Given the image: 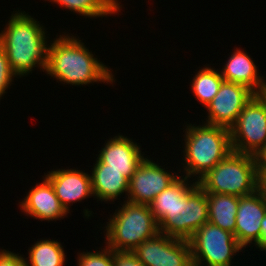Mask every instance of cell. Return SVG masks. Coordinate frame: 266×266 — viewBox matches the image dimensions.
<instances>
[{"label":"cell","mask_w":266,"mask_h":266,"mask_svg":"<svg viewBox=\"0 0 266 266\" xmlns=\"http://www.w3.org/2000/svg\"><path fill=\"white\" fill-rule=\"evenodd\" d=\"M0 45L16 76L27 75L38 65L46 70L49 46L45 31L30 15L19 11L11 15L8 26L0 33Z\"/></svg>","instance_id":"cell-1"},{"label":"cell","mask_w":266,"mask_h":266,"mask_svg":"<svg viewBox=\"0 0 266 266\" xmlns=\"http://www.w3.org/2000/svg\"><path fill=\"white\" fill-rule=\"evenodd\" d=\"M76 37L61 36L49 45L45 72L60 82L86 85L94 82H113L111 71L101 63ZM87 48V49H86Z\"/></svg>","instance_id":"cell-2"},{"label":"cell","mask_w":266,"mask_h":266,"mask_svg":"<svg viewBox=\"0 0 266 266\" xmlns=\"http://www.w3.org/2000/svg\"><path fill=\"white\" fill-rule=\"evenodd\" d=\"M185 135V173L187 178L197 175V180L212 170L233 150L230 129L222 126L204 124L188 125Z\"/></svg>","instance_id":"cell-3"},{"label":"cell","mask_w":266,"mask_h":266,"mask_svg":"<svg viewBox=\"0 0 266 266\" xmlns=\"http://www.w3.org/2000/svg\"><path fill=\"white\" fill-rule=\"evenodd\" d=\"M258 173L252 155L232 151L198 181L206 193L247 196L257 191Z\"/></svg>","instance_id":"cell-4"},{"label":"cell","mask_w":266,"mask_h":266,"mask_svg":"<svg viewBox=\"0 0 266 266\" xmlns=\"http://www.w3.org/2000/svg\"><path fill=\"white\" fill-rule=\"evenodd\" d=\"M107 223V246L113 251H132L159 233L149 205L127 200Z\"/></svg>","instance_id":"cell-5"},{"label":"cell","mask_w":266,"mask_h":266,"mask_svg":"<svg viewBox=\"0 0 266 266\" xmlns=\"http://www.w3.org/2000/svg\"><path fill=\"white\" fill-rule=\"evenodd\" d=\"M207 222V195L195 181L190 186L186 183L175 194V204L158 223V228L166 236L189 240Z\"/></svg>","instance_id":"cell-6"},{"label":"cell","mask_w":266,"mask_h":266,"mask_svg":"<svg viewBox=\"0 0 266 266\" xmlns=\"http://www.w3.org/2000/svg\"><path fill=\"white\" fill-rule=\"evenodd\" d=\"M193 265L231 266L232 256L242 250L233 233L210 222L202 225L189 239ZM202 259V260H201Z\"/></svg>","instance_id":"cell-7"},{"label":"cell","mask_w":266,"mask_h":266,"mask_svg":"<svg viewBox=\"0 0 266 266\" xmlns=\"http://www.w3.org/2000/svg\"><path fill=\"white\" fill-rule=\"evenodd\" d=\"M232 150L254 156L266 144V106L255 94L230 128Z\"/></svg>","instance_id":"cell-8"},{"label":"cell","mask_w":266,"mask_h":266,"mask_svg":"<svg viewBox=\"0 0 266 266\" xmlns=\"http://www.w3.org/2000/svg\"><path fill=\"white\" fill-rule=\"evenodd\" d=\"M132 252L146 266H193L189 240L157 233Z\"/></svg>","instance_id":"cell-9"},{"label":"cell","mask_w":266,"mask_h":266,"mask_svg":"<svg viewBox=\"0 0 266 266\" xmlns=\"http://www.w3.org/2000/svg\"><path fill=\"white\" fill-rule=\"evenodd\" d=\"M254 95L255 93L244 85L223 80L218 93L206 106L209 110L206 124L230 129Z\"/></svg>","instance_id":"cell-10"},{"label":"cell","mask_w":266,"mask_h":266,"mask_svg":"<svg viewBox=\"0 0 266 266\" xmlns=\"http://www.w3.org/2000/svg\"><path fill=\"white\" fill-rule=\"evenodd\" d=\"M179 176L166 172L152 160L145 158L129 179L128 200L149 205L153 199Z\"/></svg>","instance_id":"cell-11"},{"label":"cell","mask_w":266,"mask_h":266,"mask_svg":"<svg viewBox=\"0 0 266 266\" xmlns=\"http://www.w3.org/2000/svg\"><path fill=\"white\" fill-rule=\"evenodd\" d=\"M266 214V199L258 192L239 197L234 237L244 248L255 242L261 248V220Z\"/></svg>","instance_id":"cell-12"},{"label":"cell","mask_w":266,"mask_h":266,"mask_svg":"<svg viewBox=\"0 0 266 266\" xmlns=\"http://www.w3.org/2000/svg\"><path fill=\"white\" fill-rule=\"evenodd\" d=\"M99 152L97 159L105 164V169L123 172L128 179L145 159L137 143L122 135L109 139Z\"/></svg>","instance_id":"cell-13"},{"label":"cell","mask_w":266,"mask_h":266,"mask_svg":"<svg viewBox=\"0 0 266 266\" xmlns=\"http://www.w3.org/2000/svg\"><path fill=\"white\" fill-rule=\"evenodd\" d=\"M45 177L51 182L61 205L69 212L70 202L94 196L91 176L75 169H59L48 172Z\"/></svg>","instance_id":"cell-14"},{"label":"cell","mask_w":266,"mask_h":266,"mask_svg":"<svg viewBox=\"0 0 266 266\" xmlns=\"http://www.w3.org/2000/svg\"><path fill=\"white\" fill-rule=\"evenodd\" d=\"M42 183L32 188L21 202V210L27 215L42 220H58L69 212L61 205L51 182L45 177Z\"/></svg>","instance_id":"cell-15"},{"label":"cell","mask_w":266,"mask_h":266,"mask_svg":"<svg viewBox=\"0 0 266 266\" xmlns=\"http://www.w3.org/2000/svg\"><path fill=\"white\" fill-rule=\"evenodd\" d=\"M229 58L221 71L223 79L244 85L256 94L266 82H264L259 73L257 74V66L253 60L247 53L237 48Z\"/></svg>","instance_id":"cell-16"},{"label":"cell","mask_w":266,"mask_h":266,"mask_svg":"<svg viewBox=\"0 0 266 266\" xmlns=\"http://www.w3.org/2000/svg\"><path fill=\"white\" fill-rule=\"evenodd\" d=\"M91 183L93 195L100 201H111L124 192H128L129 179L123 176V172L115 169H105L99 159L93 167Z\"/></svg>","instance_id":"cell-17"},{"label":"cell","mask_w":266,"mask_h":266,"mask_svg":"<svg viewBox=\"0 0 266 266\" xmlns=\"http://www.w3.org/2000/svg\"><path fill=\"white\" fill-rule=\"evenodd\" d=\"M206 195L208 222L234 234L239 197L215 193H206Z\"/></svg>","instance_id":"cell-18"},{"label":"cell","mask_w":266,"mask_h":266,"mask_svg":"<svg viewBox=\"0 0 266 266\" xmlns=\"http://www.w3.org/2000/svg\"><path fill=\"white\" fill-rule=\"evenodd\" d=\"M28 258L26 266H63L66 257L58 241L40 240L30 247Z\"/></svg>","instance_id":"cell-19"},{"label":"cell","mask_w":266,"mask_h":266,"mask_svg":"<svg viewBox=\"0 0 266 266\" xmlns=\"http://www.w3.org/2000/svg\"><path fill=\"white\" fill-rule=\"evenodd\" d=\"M75 13L88 17H104L120 11L117 0H50Z\"/></svg>","instance_id":"cell-20"},{"label":"cell","mask_w":266,"mask_h":266,"mask_svg":"<svg viewBox=\"0 0 266 266\" xmlns=\"http://www.w3.org/2000/svg\"><path fill=\"white\" fill-rule=\"evenodd\" d=\"M192 80L194 95L206 107L218 93L224 79L218 70L206 66V68L199 70Z\"/></svg>","instance_id":"cell-21"},{"label":"cell","mask_w":266,"mask_h":266,"mask_svg":"<svg viewBox=\"0 0 266 266\" xmlns=\"http://www.w3.org/2000/svg\"><path fill=\"white\" fill-rule=\"evenodd\" d=\"M187 177H178L171 185L158 194L149 204L157 224L171 211L175 204V194L187 183Z\"/></svg>","instance_id":"cell-22"},{"label":"cell","mask_w":266,"mask_h":266,"mask_svg":"<svg viewBox=\"0 0 266 266\" xmlns=\"http://www.w3.org/2000/svg\"><path fill=\"white\" fill-rule=\"evenodd\" d=\"M79 266H113V250L108 246L98 252L81 253L78 257Z\"/></svg>","instance_id":"cell-23"},{"label":"cell","mask_w":266,"mask_h":266,"mask_svg":"<svg viewBox=\"0 0 266 266\" xmlns=\"http://www.w3.org/2000/svg\"><path fill=\"white\" fill-rule=\"evenodd\" d=\"M15 76L16 75L10 68L9 60L5 51L0 45V97L5 93V90L9 87V85H11L10 83L13 81Z\"/></svg>","instance_id":"cell-24"},{"label":"cell","mask_w":266,"mask_h":266,"mask_svg":"<svg viewBox=\"0 0 266 266\" xmlns=\"http://www.w3.org/2000/svg\"><path fill=\"white\" fill-rule=\"evenodd\" d=\"M113 266H146L132 251H113Z\"/></svg>","instance_id":"cell-25"},{"label":"cell","mask_w":266,"mask_h":266,"mask_svg":"<svg viewBox=\"0 0 266 266\" xmlns=\"http://www.w3.org/2000/svg\"><path fill=\"white\" fill-rule=\"evenodd\" d=\"M0 266H26V259L19 254L6 251H0Z\"/></svg>","instance_id":"cell-26"},{"label":"cell","mask_w":266,"mask_h":266,"mask_svg":"<svg viewBox=\"0 0 266 266\" xmlns=\"http://www.w3.org/2000/svg\"><path fill=\"white\" fill-rule=\"evenodd\" d=\"M257 171H266V144L254 155Z\"/></svg>","instance_id":"cell-27"},{"label":"cell","mask_w":266,"mask_h":266,"mask_svg":"<svg viewBox=\"0 0 266 266\" xmlns=\"http://www.w3.org/2000/svg\"><path fill=\"white\" fill-rule=\"evenodd\" d=\"M257 191L266 199V171H257Z\"/></svg>","instance_id":"cell-28"},{"label":"cell","mask_w":266,"mask_h":266,"mask_svg":"<svg viewBox=\"0 0 266 266\" xmlns=\"http://www.w3.org/2000/svg\"><path fill=\"white\" fill-rule=\"evenodd\" d=\"M260 250L266 251V214L261 220V248Z\"/></svg>","instance_id":"cell-29"},{"label":"cell","mask_w":266,"mask_h":266,"mask_svg":"<svg viewBox=\"0 0 266 266\" xmlns=\"http://www.w3.org/2000/svg\"><path fill=\"white\" fill-rule=\"evenodd\" d=\"M256 95L261 99V101L265 104L266 106V83L264 86H262Z\"/></svg>","instance_id":"cell-30"}]
</instances>
